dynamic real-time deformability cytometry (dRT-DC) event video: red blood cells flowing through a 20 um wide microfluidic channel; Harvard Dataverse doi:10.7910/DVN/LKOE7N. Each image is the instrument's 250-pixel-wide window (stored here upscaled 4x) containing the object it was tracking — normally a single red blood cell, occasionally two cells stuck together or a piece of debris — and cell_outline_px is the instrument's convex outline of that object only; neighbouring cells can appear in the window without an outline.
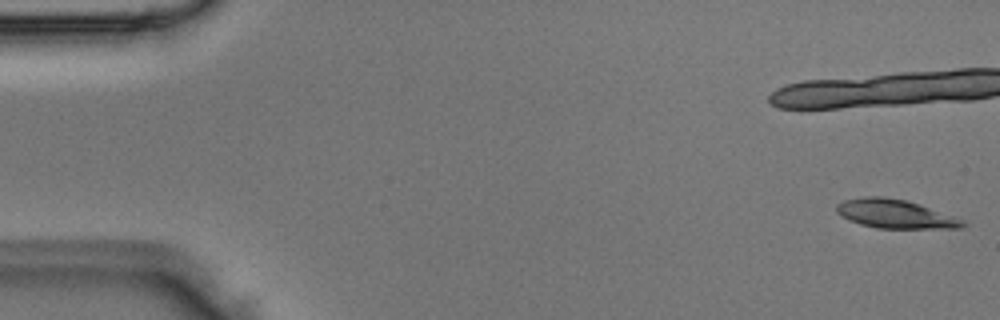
{"species": "Egyptian fruit bat (a non-hibernating species)", "species_latin": "Rousettus aegyptiacus", "temperature_condition": "room temperature", "stored_images_in_passage": 6, "camera_frame_rate_fps": 3000, "um_per_image_px": 0.085, "animal": {"sex": "male"}, "frame": {"image": 1, "passage_image": 1, "time_ms": 0.0, "image_size_px": [1000, 320], "cell_outline_px": [[968, 224], [964, 228], [876, 228], [860, 224], [848, 220], [840, 216], [836, 212], [836, 204], [844, 200], [860, 196], [884, 196], [904, 200], [920, 204], [968, 220]], "centroid_in_image_um": [76.13, 18.18], "position_along_channel_um": 8.9, "area_um2": 21.62}}